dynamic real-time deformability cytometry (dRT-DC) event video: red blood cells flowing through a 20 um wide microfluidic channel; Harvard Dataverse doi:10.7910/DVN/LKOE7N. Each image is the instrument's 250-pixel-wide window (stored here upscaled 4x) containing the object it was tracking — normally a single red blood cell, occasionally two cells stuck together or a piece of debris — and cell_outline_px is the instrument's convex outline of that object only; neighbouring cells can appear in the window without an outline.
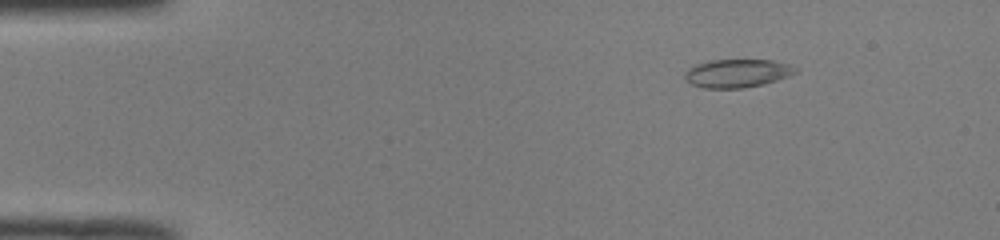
{"species": "common noctule bat (a hibernating species)", "species_latin": "Nyctalus noctula", "temperature_condition": "room temperature", "stored_images_in_passage": 15, "camera_frame_rate_fps": 3000, "um_per_image_px": 0.085, "animal": {"sex": "male", "body_mass_g": 19.0, "forearm_length_mm": 50.8}, "frame": {"image": 1, "passage_image": 7, "time_ms": 2.0, "image_size_px": [1000, 240], "cell_outline_px": [[800, 68], [796, 72], [788, 76], [764, 84], [744, 88], [704, 88], [692, 84], [684, 80], [684, 72], [688, 68], [696, 64], [712, 60], [772, 60], [792, 64]], "centroid_in_image_um": [62.68, 6.22], "position_along_channel_um": 22.3, "area_um2": 18.44}}
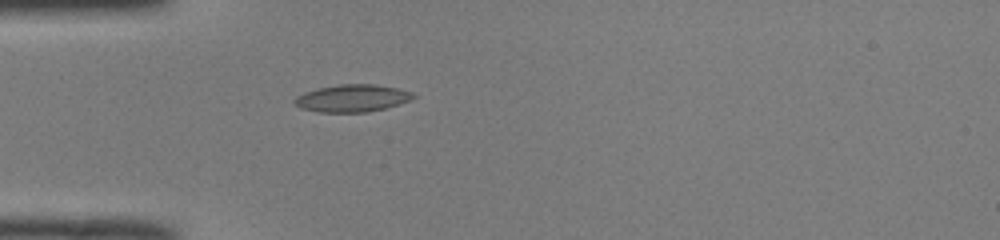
{"frame": {"image": 2, "passage_image": 15, "time_ms": 4.667, "image_size_px": [1000, 240], "cell_outline_px": [[416, 96], [412, 100], [384, 108], [368, 112], [316, 112], [300, 108], [292, 104], [292, 100], [296, 96], [304, 92], [316, 88], [340, 84], [372, 84], [396, 88], [412, 92]], "centroid_in_image_um": [29.87, 8.35], "position_along_channel_um": 55.1, "area_um2": 19.07}}